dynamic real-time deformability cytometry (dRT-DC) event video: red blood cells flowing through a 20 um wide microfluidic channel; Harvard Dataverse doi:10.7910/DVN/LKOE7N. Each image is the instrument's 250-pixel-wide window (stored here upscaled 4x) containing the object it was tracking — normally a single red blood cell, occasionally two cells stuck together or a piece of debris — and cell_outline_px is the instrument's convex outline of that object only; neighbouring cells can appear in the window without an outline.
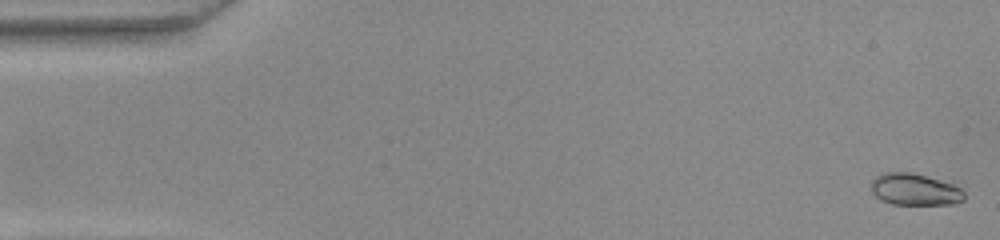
{"species": "common noctule bat (a hibernating species)", "species_latin": "Nyctalus noctula", "temperature_condition": "warm", "stored_images_in_passage": 54, "camera_frame_rate_fps": 3000, "um_per_image_px": 0.085, "animal": {"sex": "female", "body_mass_g": 22.0, "forearm_length_mm": 56.7}, "frame": {"image": 1, "passage_image": 1, "time_ms": 0.0, "image_size_px": [1000, 240], "cell_outline_px": [[964, 200], [956, 204], [892, 204], [880, 200], [872, 192], [872, 180], [876, 176], [884, 172], [912, 172], [940, 180], [952, 184], [960, 188], [964, 192]], "centroid_in_image_um": [77.75, 16.11], "position_along_channel_um": 7.2, "area_um2": 17.22}}
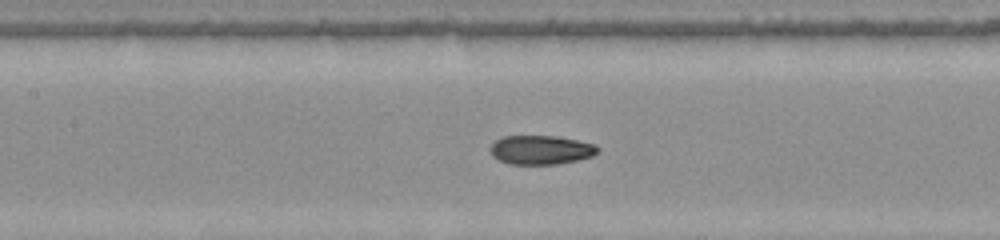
{"frame": {"image": 2, "passage_image": 24, "time_ms": 7.667, "image_size_px": [1000, 240], "cell_outline_px": [[600, 148], [592, 156], [560, 164], [508, 164], [492, 156], [488, 148], [496, 140], [504, 136], [556, 136], [596, 144]], "centroid_in_image_um": [45.95, 12.74], "position_along_channel_um": 161.4, "area_um2": 18.21}}
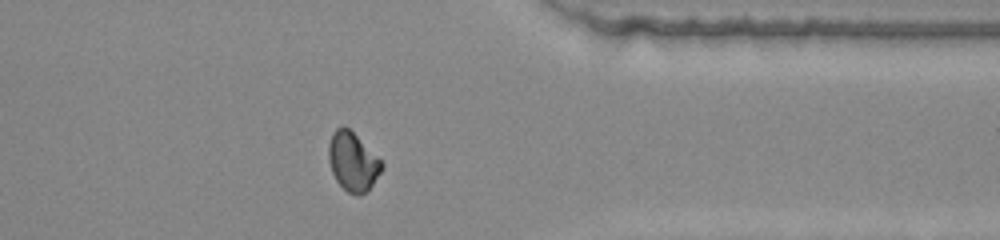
{"frame": {"image": 3, "passage_image": 42, "time_ms": 13.667, "image_size_px": [1000, 240], "cell_outline_px": [[384, 168], [372, 184], [360, 196], [356, 196], [348, 192], [336, 180], [332, 172], [328, 160], [328, 144], [332, 132], [336, 128], [344, 124], [384, 164]], "centroid_in_image_um": [29.95, 13.73], "position_along_channel_um": 381.4, "area_um2": 17.98}, "authors_computed_cell_mechanics": {"area_um2": 18.0914, "velocity_mm_per_s": 3.8661, "shape_relaxation_time_tau1_ms": null, "shape_relaxation_time_tau2_ms": 1.6144, "deformation_change_tau1": null, "deformation_change_tau2": 0.0543}}